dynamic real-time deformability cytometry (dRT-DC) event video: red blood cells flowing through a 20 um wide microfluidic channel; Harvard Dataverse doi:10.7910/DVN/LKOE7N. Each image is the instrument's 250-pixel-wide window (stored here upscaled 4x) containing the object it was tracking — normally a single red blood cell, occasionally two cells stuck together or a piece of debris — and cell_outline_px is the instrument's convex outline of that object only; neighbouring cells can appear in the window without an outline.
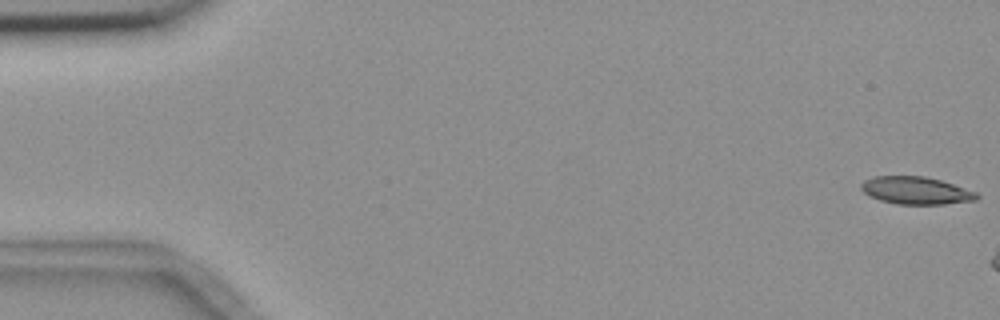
{"species": "common noctule bat (a hibernating species)", "species_latin": "Nyctalus noctula", "temperature_condition": "room temperature", "stored_images_in_passage": 7, "camera_frame_rate_fps": 3000, "um_per_image_px": 0.085, "animal": {"sex": "female", "body_mass_g": 18.4}, "frame": {"image": 1, "passage_image": 1, "time_ms": 0.0, "image_size_px": [1000, 320], "cell_outline_px": [[980, 196], [976, 200], [944, 204], [896, 204], [880, 200], [864, 192], [860, 188], [860, 184], [864, 180], [872, 176], [924, 176], [940, 180], [976, 192]], "centroid_in_image_um": [77.83, 16.19], "position_along_channel_um": 7.2, "area_um2": 18.44}}